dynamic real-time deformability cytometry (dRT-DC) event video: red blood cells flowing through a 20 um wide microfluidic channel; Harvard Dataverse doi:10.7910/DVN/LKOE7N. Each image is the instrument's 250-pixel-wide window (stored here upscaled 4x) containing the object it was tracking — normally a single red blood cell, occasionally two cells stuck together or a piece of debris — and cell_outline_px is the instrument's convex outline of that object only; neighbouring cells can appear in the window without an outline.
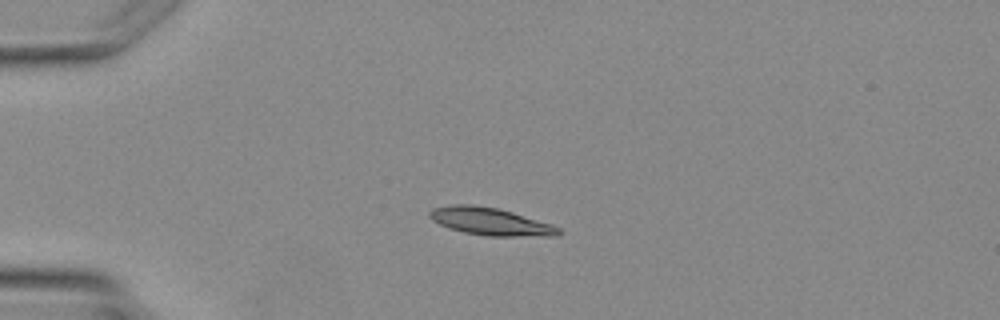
{"species": "Egyptian fruit bat (a non-hibernating species)", "species_latin": "Rousettus aegyptiacus", "temperature_condition": "warm", "stored_images_in_passage": 3, "camera_frame_rate_fps": 3000, "um_per_image_px": 0.085, "animal": {"sex": "female"}, "frame": {"image": 1, "passage_image": 2, "time_ms": 1.333, "image_size_px": [1000, 320], "cell_outline_px": [[560, 232], [556, 236], [488, 236], [464, 232], [448, 228], [432, 220], [428, 216], [428, 212], [432, 208], [452, 204], [472, 204], [496, 208], [512, 212], [552, 224], [560, 228]], "centroid_in_image_um": [41.65, 18.82], "position_along_channel_um": 43.3, "area_um2": 20.69}}